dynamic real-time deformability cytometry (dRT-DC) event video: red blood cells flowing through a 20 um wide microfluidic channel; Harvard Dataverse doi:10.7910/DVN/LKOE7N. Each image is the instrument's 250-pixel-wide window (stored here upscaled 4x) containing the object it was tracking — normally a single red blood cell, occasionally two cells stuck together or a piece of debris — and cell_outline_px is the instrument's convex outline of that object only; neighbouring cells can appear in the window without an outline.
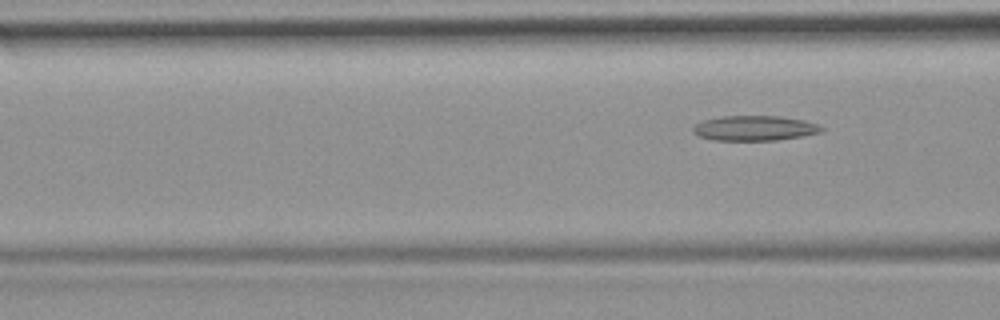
{"species": "common noctule bat (a hibernating species)", "species_latin": "Nyctalus noctula", "temperature_condition": "room temperature", "stored_images_in_passage": 6, "camera_frame_rate_fps": 3000, "um_per_image_px": 0.085, "animal": {"sex": "female", "body_mass_g": 19.9}, "frame": {"image": 1, "passage_image": 6, "time_ms": 6.0, "image_size_px": [1000, 320], "cell_outline_px": [[824, 128], [820, 132], [800, 136], [776, 140], [712, 140], [700, 136], [692, 132], [692, 128], [696, 124], [704, 120], [720, 116], [780, 116], [804, 120], [816, 124]], "centroid_in_image_um": [64.1, 10.89], "position_along_channel_um": 102.5, "area_um2": 18.55}}